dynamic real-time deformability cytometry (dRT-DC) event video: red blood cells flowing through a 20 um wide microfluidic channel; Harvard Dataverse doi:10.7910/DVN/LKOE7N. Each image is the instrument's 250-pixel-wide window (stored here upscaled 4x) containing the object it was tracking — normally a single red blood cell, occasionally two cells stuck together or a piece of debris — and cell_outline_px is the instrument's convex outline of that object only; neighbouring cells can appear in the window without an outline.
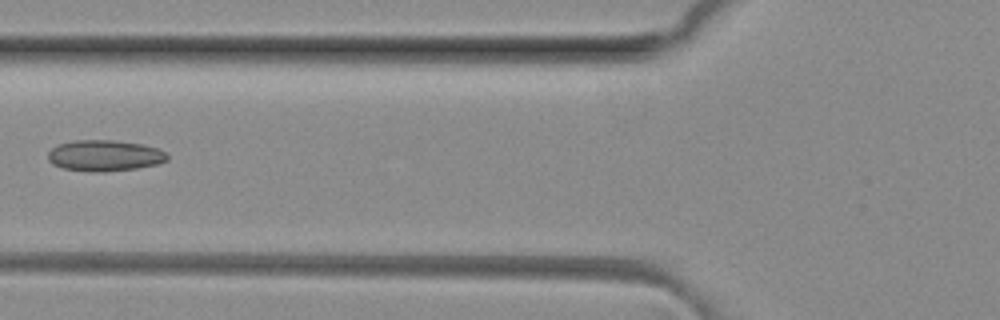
{"species": "common noctule bat (a hibernating species)", "species_latin": "Nyctalus noctula", "temperature_condition": "room temperature", "stored_images_in_passage": 6, "camera_frame_rate_fps": 3000, "um_per_image_px": 0.085, "animal": {"sex": "female", "body_mass_g": 29.2, "forearm_length_mm": 56.3}, "frame": {"image": 1, "passage_image": 6, "time_ms": 1.667, "image_size_px": [1000, 320], "cell_outline_px": [[168, 160], [156, 164], [136, 168], [104, 172], [92, 172], [64, 168], [52, 164], [48, 160], [48, 152], [56, 144], [72, 140], [112, 140], [144, 144], [156, 148], [164, 152], [168, 156]], "centroid_in_image_um": [8.86, 13.22], "position_along_channel_um": 116.9, "area_um2": 21.68}}